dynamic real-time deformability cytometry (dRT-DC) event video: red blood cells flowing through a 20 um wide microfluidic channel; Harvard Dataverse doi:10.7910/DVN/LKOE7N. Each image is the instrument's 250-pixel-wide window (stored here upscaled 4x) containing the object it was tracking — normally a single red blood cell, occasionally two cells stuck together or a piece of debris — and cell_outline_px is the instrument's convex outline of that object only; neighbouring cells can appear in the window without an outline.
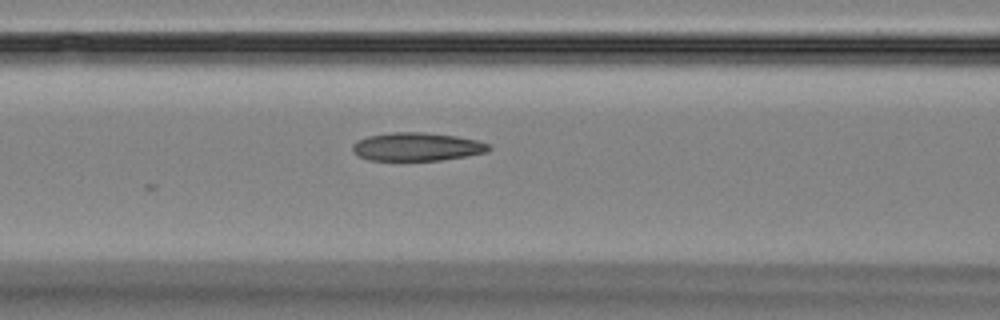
{"species": "Egyptian fruit bat (a non-hibernating species)", "species_latin": "Rousettus aegyptiacus", "temperature_condition": "room temperature", "stored_images_in_passage": 3, "camera_frame_rate_fps": 3000, "um_per_image_px": 0.085, "animal": {"sex": "female"}, "frame": {"image": 1, "passage_image": 3, "time_ms": 2.333, "image_size_px": [1000, 320], "cell_outline_px": [[492, 148], [488, 152], [440, 160], [368, 160], [356, 156], [352, 148], [352, 144], [356, 140], [368, 136], [392, 132], [424, 132], [456, 136], [476, 140], [488, 144]], "centroid_in_image_um": [35.4, 12.47], "position_along_channel_um": 131.2, "area_um2": 22.48}}